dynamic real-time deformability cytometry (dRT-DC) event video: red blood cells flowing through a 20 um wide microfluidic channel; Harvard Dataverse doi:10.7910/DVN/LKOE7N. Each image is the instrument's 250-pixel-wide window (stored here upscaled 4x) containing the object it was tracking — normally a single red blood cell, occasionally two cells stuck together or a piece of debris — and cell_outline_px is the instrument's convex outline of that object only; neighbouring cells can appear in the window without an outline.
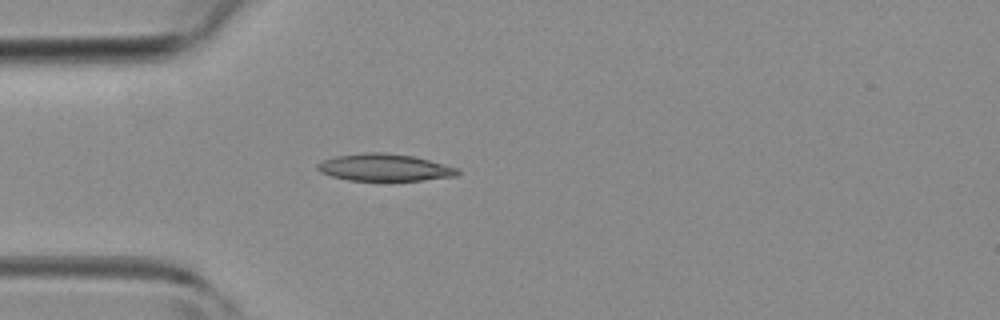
{"species": "common noctule bat (a hibernating species)", "species_latin": "Nyctalus noctula", "temperature_condition": "room temperature", "stored_images_in_passage": 2, "camera_frame_rate_fps": 3000, "um_per_image_px": 0.085, "animal": {"sex": "female", "body_mass_g": 19.3, "forearm_length_mm": 54.1}, "frame": {"image": 1, "passage_image": 2, "time_ms": 1.333, "image_size_px": [1000, 320], "cell_outline_px": [[460, 172], [456, 176], [424, 180], [348, 180], [332, 176], [320, 172], [316, 168], [316, 164], [324, 160], [336, 156], [372, 152], [384, 152], [412, 156], [460, 168]], "centroid_in_image_um": [32.7, 14.24], "position_along_channel_um": 52.3, "area_um2": 21.96}}